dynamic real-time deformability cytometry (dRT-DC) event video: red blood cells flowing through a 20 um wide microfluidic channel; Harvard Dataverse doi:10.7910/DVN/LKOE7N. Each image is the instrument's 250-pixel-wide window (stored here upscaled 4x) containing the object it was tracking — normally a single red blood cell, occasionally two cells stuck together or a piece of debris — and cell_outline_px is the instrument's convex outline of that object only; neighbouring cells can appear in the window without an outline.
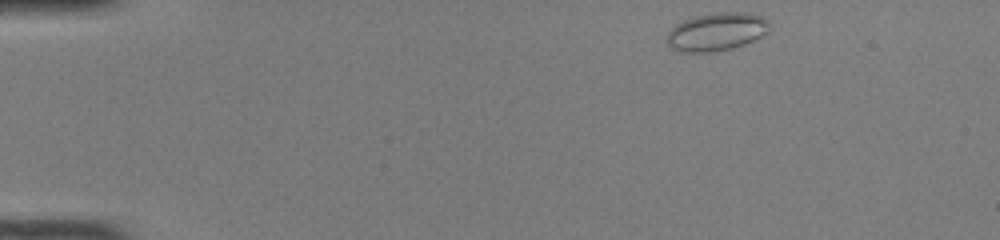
{"species": "common noctule bat (a hibernating species)", "species_latin": "Nyctalus noctula", "temperature_condition": "room temperature", "stored_images_in_passage": 7, "camera_frame_rate_fps": 3000, "um_per_image_px": 0.085, "animal": {"sex": "female", "body_mass_g": 22.0, "forearm_length_mm": 56.7}, "frame": {"image": 1, "passage_image": 1, "time_ms": 0.0, "image_size_px": [1000, 240], "cell_outline_px": [[768, 32], [744, 44], [732, 48], [712, 52], [680, 52], [668, 48], [668, 32], [676, 24], [684, 20], [696, 16], [716, 12], [748, 12], [760, 16], [768, 20]], "centroid_in_image_um": [60.88, 2.7], "position_along_channel_um": 24.1, "area_um2": 22.66}}